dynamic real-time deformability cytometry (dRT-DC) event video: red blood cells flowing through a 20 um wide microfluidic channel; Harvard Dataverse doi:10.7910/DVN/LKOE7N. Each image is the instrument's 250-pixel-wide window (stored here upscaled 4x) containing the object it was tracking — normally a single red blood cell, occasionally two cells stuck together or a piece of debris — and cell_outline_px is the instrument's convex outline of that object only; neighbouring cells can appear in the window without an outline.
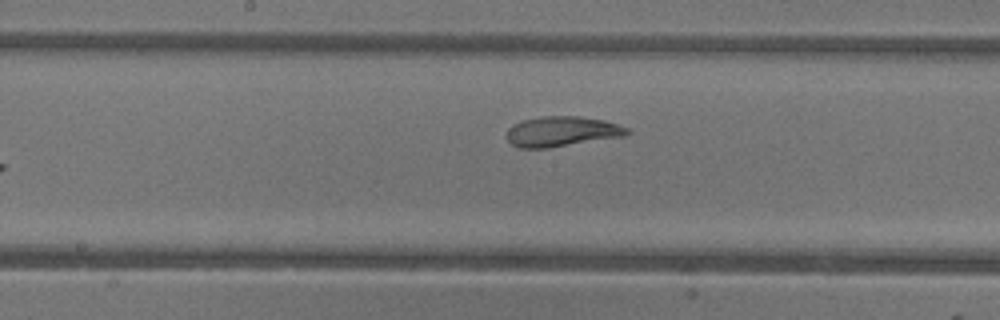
{"species": "common noctule bat (a hibernating species)", "species_latin": "Nyctalus noctula", "temperature_condition": "warm", "stored_images_in_passage": 7, "camera_frame_rate_fps": 3000, "um_per_image_px": 0.085, "animal": {"sex": "female"}, "frame": {"image": 1, "passage_image": 7, "time_ms": 8.333, "image_size_px": [1000, 320], "cell_outline_px": [[632, 132], [628, 136], [548, 148], [520, 148], [512, 144], [508, 140], [508, 128], [512, 124], [524, 120], [544, 116], [576, 116], [604, 120], [628, 128]], "centroid_in_image_um": [47.81, 11.18], "position_along_channel_um": 200.4, "area_um2": 21.21}}